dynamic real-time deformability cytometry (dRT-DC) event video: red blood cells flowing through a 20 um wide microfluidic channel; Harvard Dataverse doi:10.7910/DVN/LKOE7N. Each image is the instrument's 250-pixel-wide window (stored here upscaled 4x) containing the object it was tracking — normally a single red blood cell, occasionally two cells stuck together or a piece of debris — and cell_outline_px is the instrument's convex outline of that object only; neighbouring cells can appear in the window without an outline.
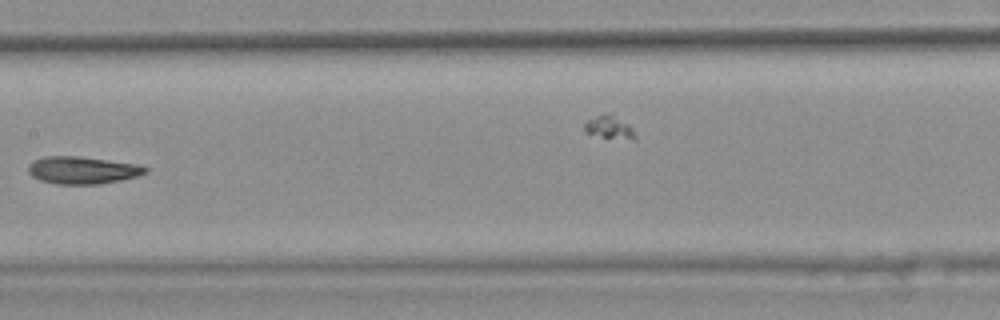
{"species": "common noctule bat (a hibernating species)", "species_latin": "Nyctalus noctula", "temperature_condition": "warm", "stored_images_in_passage": 11, "camera_frame_rate_fps": 3000, "um_per_image_px": 0.085, "animal": {"sex": "female", "body_mass_g": 25.1}, "frame": {"image": 1, "passage_image": 8, "time_ms": 2.333, "image_size_px": [1000, 320], "cell_outline_px": [[148, 172], [136, 176], [120, 180], [100, 184], [56, 184], [40, 180], [32, 176], [28, 172], [28, 164], [44, 156], [76, 156], [108, 160], [136, 164], [148, 168]], "centroid_in_image_um": [6.99, 14.47], "position_along_channel_um": 200.4, "area_um2": 18.55}}